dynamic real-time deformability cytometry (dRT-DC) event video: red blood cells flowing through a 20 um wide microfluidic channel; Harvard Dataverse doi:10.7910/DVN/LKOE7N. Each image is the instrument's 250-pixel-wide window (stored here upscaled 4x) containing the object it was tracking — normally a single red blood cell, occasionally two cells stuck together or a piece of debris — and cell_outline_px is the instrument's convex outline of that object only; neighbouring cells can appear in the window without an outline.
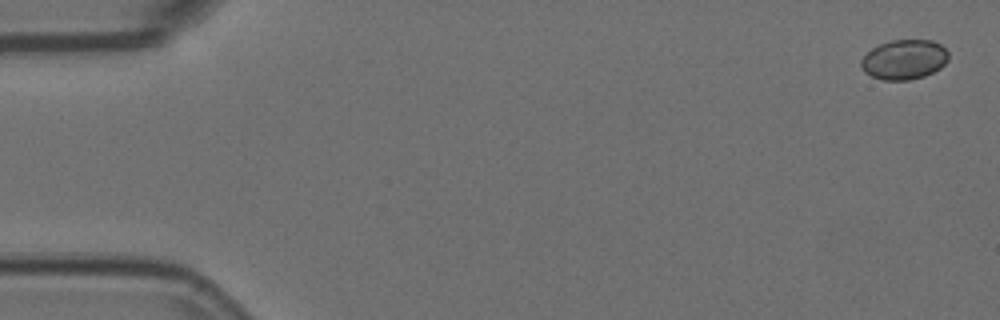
{"species": "Egyptian fruit bat (a non-hibernating species)", "species_latin": "Rousettus aegyptiacus", "temperature_condition": "room temperature", "stored_images_in_passage": 4, "camera_frame_rate_fps": 3000, "um_per_image_px": 0.085, "animal": {"sex": "female"}, "frame": {"image": 1, "passage_image": 1, "time_ms": 0.0, "image_size_px": [1000, 320], "cell_outline_px": [[948, 60], [940, 68], [924, 76], [908, 80], [884, 80], [872, 76], [864, 72], [860, 68], [860, 60], [872, 48], [880, 44], [892, 40], [932, 40], [940, 44], [948, 52]], "centroid_in_image_um": [76.84, 5.06], "position_along_channel_um": 8.2, "area_um2": 20.23}}
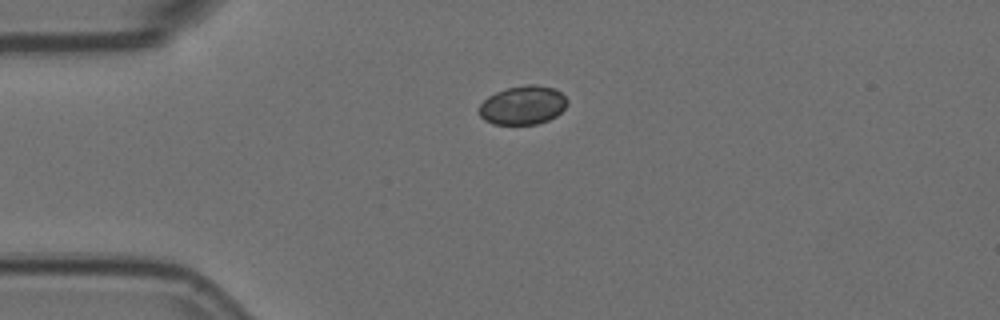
{"frame": {"image": 2, "passage_image": 4, "time_ms": 1.0, "image_size_px": [1000, 320], "cell_outline_px": [[568, 104], [556, 116], [548, 120], [536, 124], [492, 124], [484, 120], [480, 116], [480, 104], [488, 96], [496, 92], [508, 88], [524, 84], [536, 84], [552, 88], [560, 92], [568, 100]], "centroid_in_image_um": [44.44, 8.94], "position_along_channel_um": 40.6, "area_um2": 19.88}}